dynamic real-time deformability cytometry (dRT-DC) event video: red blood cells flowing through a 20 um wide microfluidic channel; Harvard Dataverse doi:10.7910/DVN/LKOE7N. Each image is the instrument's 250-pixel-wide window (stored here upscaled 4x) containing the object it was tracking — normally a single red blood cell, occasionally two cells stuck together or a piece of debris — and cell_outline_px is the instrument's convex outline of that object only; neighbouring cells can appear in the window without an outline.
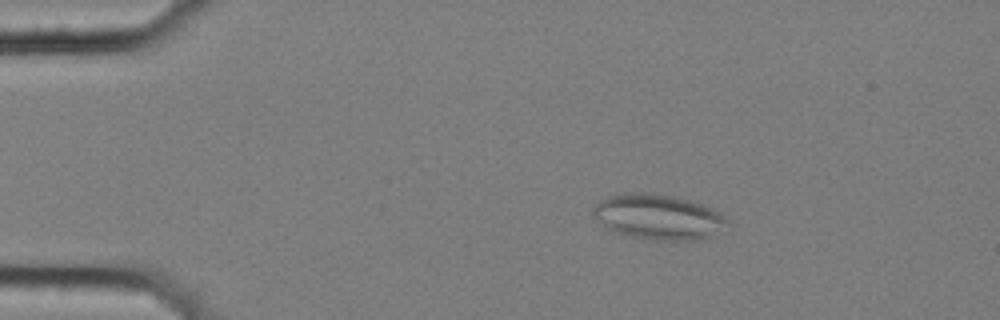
{"species": "common noctule bat (a hibernating species)", "species_latin": "Nyctalus noctula", "temperature_condition": "cold", "stored_images_in_passage": 56, "segment_of_instrument_passage": [1, 2], "camera_frame_rate_fps": 3000, "um_per_image_px": 0.085, "animal": {"sex": "female", "body_mass_g": 25.1}, "frame": {"image": 1, "passage_image": 10, "time_ms": 3.0, "image_size_px": [1000, 320], "cell_outline_px": [[736, 224], [728, 232], [700, 240], [648, 240], [632, 236], [608, 228], [592, 216], [592, 208], [600, 200], [608, 196], [620, 192], [652, 192], [676, 196], [704, 204], [720, 212], [732, 220]], "centroid_in_image_um": [56.12, 18.43], "position_along_channel_um": 28.9, "area_um2": 36.76}}